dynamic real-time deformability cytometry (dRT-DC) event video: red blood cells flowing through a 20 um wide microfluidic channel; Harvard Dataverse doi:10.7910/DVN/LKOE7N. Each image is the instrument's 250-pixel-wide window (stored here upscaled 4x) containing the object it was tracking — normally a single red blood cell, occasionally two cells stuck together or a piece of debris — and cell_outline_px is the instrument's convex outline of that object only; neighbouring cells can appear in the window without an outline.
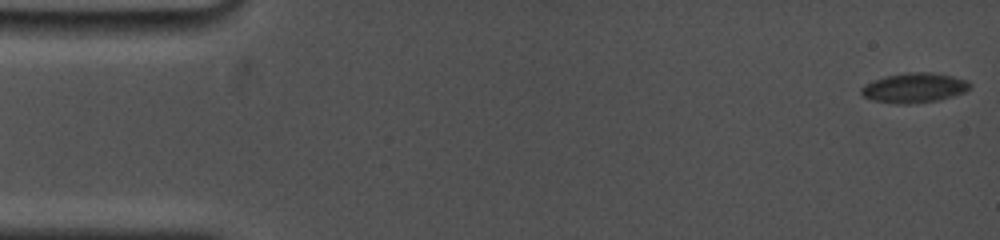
{"species": "common noctule bat (a hibernating species)", "species_latin": "Nyctalus noctula", "temperature_condition": "cold", "stored_images_in_passage": 41, "camera_frame_rate_fps": 5000, "um_per_image_px": 0.085, "animal": {"sex": "female", "body_mass_g": 19.0, "forearm_length_mm": 53.3}, "frame": {"image": 1, "passage_image": 1, "time_ms": 0.0, "image_size_px": [1000, 240], "cell_outline_px": [[972, 84], [964, 92], [940, 100], [908, 104], [896, 104], [872, 100], [864, 96], [860, 92], [860, 88], [864, 84], [872, 80], [888, 76], [908, 72], [932, 72], [952, 76], [968, 80]], "centroid_in_image_um": [77.7, 7.46], "position_along_channel_um": 7.3, "area_um2": 18.9}}
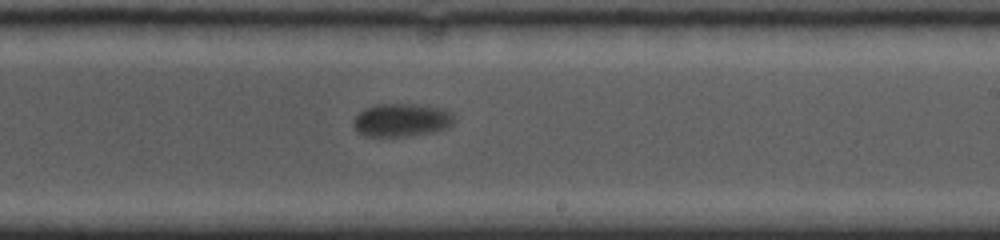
{"frame": {"image": 2, "passage_image": 26, "time_ms": 10.6, "image_size_px": [1000, 240], "cell_outline_px": [[456, 120], [448, 128], [436, 132], [412, 136], [364, 136], [356, 132], [352, 124], [356, 116], [364, 108], [380, 104], [416, 104], [444, 108]], "centroid_in_image_um": [34.14, 10.22], "position_along_channel_um": 254.9, "area_um2": 19.71}}
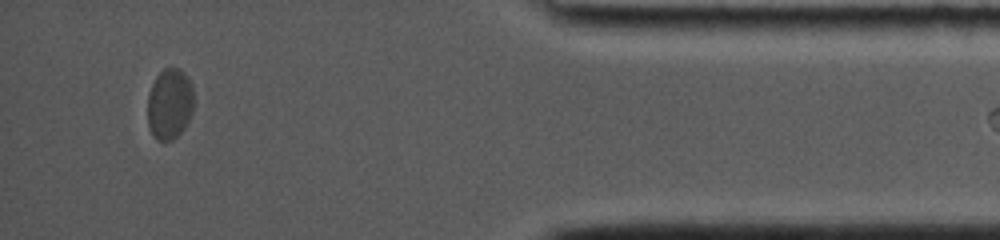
{"frame": {"image": 3, "passage_image": 40, "time_ms": 16.2, "image_size_px": [1000, 240], "cell_outline_px": [[192, 112], [184, 128], [172, 140], [156, 140], [152, 136], [148, 128], [148, 96], [152, 84], [156, 76], [164, 68], [180, 68], [184, 72], [192, 84]], "centroid_in_image_um": [14.4, 8.83], "position_along_channel_um": 420.8, "area_um2": 19.07}}